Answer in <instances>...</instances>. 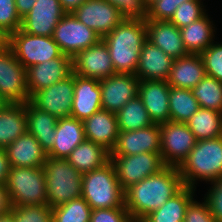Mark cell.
I'll return each instance as SVG.
<instances>
[{"mask_svg": "<svg viewBox=\"0 0 222 222\" xmlns=\"http://www.w3.org/2000/svg\"><path fill=\"white\" fill-rule=\"evenodd\" d=\"M9 47L25 69L63 54L52 36L33 35L21 29L10 34Z\"/></svg>", "mask_w": 222, "mask_h": 222, "instance_id": "obj_7", "label": "cell"}, {"mask_svg": "<svg viewBox=\"0 0 222 222\" xmlns=\"http://www.w3.org/2000/svg\"><path fill=\"white\" fill-rule=\"evenodd\" d=\"M66 12L59 0H36L22 18L21 30L33 35L52 36L54 28Z\"/></svg>", "mask_w": 222, "mask_h": 222, "instance_id": "obj_16", "label": "cell"}, {"mask_svg": "<svg viewBox=\"0 0 222 222\" xmlns=\"http://www.w3.org/2000/svg\"><path fill=\"white\" fill-rule=\"evenodd\" d=\"M5 185L11 205H48L43 167H11Z\"/></svg>", "mask_w": 222, "mask_h": 222, "instance_id": "obj_6", "label": "cell"}, {"mask_svg": "<svg viewBox=\"0 0 222 222\" xmlns=\"http://www.w3.org/2000/svg\"><path fill=\"white\" fill-rule=\"evenodd\" d=\"M74 96V73L65 79L35 92L29 102L41 111L48 112L57 119L71 116Z\"/></svg>", "mask_w": 222, "mask_h": 222, "instance_id": "obj_13", "label": "cell"}, {"mask_svg": "<svg viewBox=\"0 0 222 222\" xmlns=\"http://www.w3.org/2000/svg\"><path fill=\"white\" fill-rule=\"evenodd\" d=\"M212 186L204 199L216 222H222V178L210 183Z\"/></svg>", "mask_w": 222, "mask_h": 222, "instance_id": "obj_43", "label": "cell"}, {"mask_svg": "<svg viewBox=\"0 0 222 222\" xmlns=\"http://www.w3.org/2000/svg\"><path fill=\"white\" fill-rule=\"evenodd\" d=\"M200 56L206 75L222 82V42L214 41Z\"/></svg>", "mask_w": 222, "mask_h": 222, "instance_id": "obj_39", "label": "cell"}, {"mask_svg": "<svg viewBox=\"0 0 222 222\" xmlns=\"http://www.w3.org/2000/svg\"><path fill=\"white\" fill-rule=\"evenodd\" d=\"M66 13H72L79 5L86 0H59Z\"/></svg>", "mask_w": 222, "mask_h": 222, "instance_id": "obj_49", "label": "cell"}, {"mask_svg": "<svg viewBox=\"0 0 222 222\" xmlns=\"http://www.w3.org/2000/svg\"><path fill=\"white\" fill-rule=\"evenodd\" d=\"M120 9L127 17H144L145 9L141 0H107Z\"/></svg>", "mask_w": 222, "mask_h": 222, "instance_id": "obj_45", "label": "cell"}, {"mask_svg": "<svg viewBox=\"0 0 222 222\" xmlns=\"http://www.w3.org/2000/svg\"><path fill=\"white\" fill-rule=\"evenodd\" d=\"M25 113L27 117V131L31 133L38 140L42 148L48 152L55 142V131L58 119L48 112L39 110L29 101L25 103Z\"/></svg>", "mask_w": 222, "mask_h": 222, "instance_id": "obj_28", "label": "cell"}, {"mask_svg": "<svg viewBox=\"0 0 222 222\" xmlns=\"http://www.w3.org/2000/svg\"><path fill=\"white\" fill-rule=\"evenodd\" d=\"M205 76L206 72L200 54H188L174 59L166 81L170 87L192 89Z\"/></svg>", "mask_w": 222, "mask_h": 222, "instance_id": "obj_26", "label": "cell"}, {"mask_svg": "<svg viewBox=\"0 0 222 222\" xmlns=\"http://www.w3.org/2000/svg\"><path fill=\"white\" fill-rule=\"evenodd\" d=\"M119 184L125 190L166 167L161 153L144 152L135 155H110Z\"/></svg>", "mask_w": 222, "mask_h": 222, "instance_id": "obj_8", "label": "cell"}, {"mask_svg": "<svg viewBox=\"0 0 222 222\" xmlns=\"http://www.w3.org/2000/svg\"><path fill=\"white\" fill-rule=\"evenodd\" d=\"M191 92L200 108L222 113V82L206 75Z\"/></svg>", "mask_w": 222, "mask_h": 222, "instance_id": "obj_35", "label": "cell"}, {"mask_svg": "<svg viewBox=\"0 0 222 222\" xmlns=\"http://www.w3.org/2000/svg\"><path fill=\"white\" fill-rule=\"evenodd\" d=\"M195 189L184 186L157 210L152 211L140 222H184L188 205L194 199Z\"/></svg>", "mask_w": 222, "mask_h": 222, "instance_id": "obj_31", "label": "cell"}, {"mask_svg": "<svg viewBox=\"0 0 222 222\" xmlns=\"http://www.w3.org/2000/svg\"><path fill=\"white\" fill-rule=\"evenodd\" d=\"M101 109L99 80L74 74V96L71 106V117L84 121Z\"/></svg>", "mask_w": 222, "mask_h": 222, "instance_id": "obj_20", "label": "cell"}, {"mask_svg": "<svg viewBox=\"0 0 222 222\" xmlns=\"http://www.w3.org/2000/svg\"><path fill=\"white\" fill-rule=\"evenodd\" d=\"M82 197L92 210L125 207L124 189L111 162L83 174Z\"/></svg>", "mask_w": 222, "mask_h": 222, "instance_id": "obj_4", "label": "cell"}, {"mask_svg": "<svg viewBox=\"0 0 222 222\" xmlns=\"http://www.w3.org/2000/svg\"><path fill=\"white\" fill-rule=\"evenodd\" d=\"M141 1H142L143 8L146 9L149 5H151L156 0H141Z\"/></svg>", "mask_w": 222, "mask_h": 222, "instance_id": "obj_52", "label": "cell"}, {"mask_svg": "<svg viewBox=\"0 0 222 222\" xmlns=\"http://www.w3.org/2000/svg\"><path fill=\"white\" fill-rule=\"evenodd\" d=\"M56 137L47 157L66 159L86 139L83 121L73 117L60 118L56 124Z\"/></svg>", "mask_w": 222, "mask_h": 222, "instance_id": "obj_25", "label": "cell"}, {"mask_svg": "<svg viewBox=\"0 0 222 222\" xmlns=\"http://www.w3.org/2000/svg\"><path fill=\"white\" fill-rule=\"evenodd\" d=\"M144 152L161 153L160 124L133 131H119L117 144L110 155H135Z\"/></svg>", "mask_w": 222, "mask_h": 222, "instance_id": "obj_18", "label": "cell"}, {"mask_svg": "<svg viewBox=\"0 0 222 222\" xmlns=\"http://www.w3.org/2000/svg\"><path fill=\"white\" fill-rule=\"evenodd\" d=\"M26 131L25 103H7L0 109V148L5 149Z\"/></svg>", "mask_w": 222, "mask_h": 222, "instance_id": "obj_29", "label": "cell"}, {"mask_svg": "<svg viewBox=\"0 0 222 222\" xmlns=\"http://www.w3.org/2000/svg\"><path fill=\"white\" fill-rule=\"evenodd\" d=\"M52 38L62 53L72 58L101 40L94 30L80 22L73 13H66L63 16L54 28Z\"/></svg>", "mask_w": 222, "mask_h": 222, "instance_id": "obj_10", "label": "cell"}, {"mask_svg": "<svg viewBox=\"0 0 222 222\" xmlns=\"http://www.w3.org/2000/svg\"><path fill=\"white\" fill-rule=\"evenodd\" d=\"M116 118L119 131L138 130L154 124L138 95L116 113Z\"/></svg>", "mask_w": 222, "mask_h": 222, "instance_id": "obj_33", "label": "cell"}, {"mask_svg": "<svg viewBox=\"0 0 222 222\" xmlns=\"http://www.w3.org/2000/svg\"><path fill=\"white\" fill-rule=\"evenodd\" d=\"M72 66L73 73L80 77L102 80L116 74L109 49L102 39L78 52L72 58Z\"/></svg>", "mask_w": 222, "mask_h": 222, "instance_id": "obj_14", "label": "cell"}, {"mask_svg": "<svg viewBox=\"0 0 222 222\" xmlns=\"http://www.w3.org/2000/svg\"><path fill=\"white\" fill-rule=\"evenodd\" d=\"M5 150L11 167H43L47 159V152L28 131Z\"/></svg>", "mask_w": 222, "mask_h": 222, "instance_id": "obj_24", "label": "cell"}, {"mask_svg": "<svg viewBox=\"0 0 222 222\" xmlns=\"http://www.w3.org/2000/svg\"><path fill=\"white\" fill-rule=\"evenodd\" d=\"M197 141L222 136V113L200 108L186 122Z\"/></svg>", "mask_w": 222, "mask_h": 222, "instance_id": "obj_32", "label": "cell"}, {"mask_svg": "<svg viewBox=\"0 0 222 222\" xmlns=\"http://www.w3.org/2000/svg\"><path fill=\"white\" fill-rule=\"evenodd\" d=\"M8 102L0 95V109H2Z\"/></svg>", "mask_w": 222, "mask_h": 222, "instance_id": "obj_53", "label": "cell"}, {"mask_svg": "<svg viewBox=\"0 0 222 222\" xmlns=\"http://www.w3.org/2000/svg\"><path fill=\"white\" fill-rule=\"evenodd\" d=\"M170 121L186 123L200 109L191 89L170 87L169 89Z\"/></svg>", "mask_w": 222, "mask_h": 222, "instance_id": "obj_34", "label": "cell"}, {"mask_svg": "<svg viewBox=\"0 0 222 222\" xmlns=\"http://www.w3.org/2000/svg\"><path fill=\"white\" fill-rule=\"evenodd\" d=\"M196 142L186 123L168 121L160 124L161 156L166 166L179 167Z\"/></svg>", "mask_w": 222, "mask_h": 222, "instance_id": "obj_9", "label": "cell"}, {"mask_svg": "<svg viewBox=\"0 0 222 222\" xmlns=\"http://www.w3.org/2000/svg\"><path fill=\"white\" fill-rule=\"evenodd\" d=\"M204 7L202 0L184 2L176 8L169 21L180 29L203 17L206 14Z\"/></svg>", "mask_w": 222, "mask_h": 222, "instance_id": "obj_38", "label": "cell"}, {"mask_svg": "<svg viewBox=\"0 0 222 222\" xmlns=\"http://www.w3.org/2000/svg\"><path fill=\"white\" fill-rule=\"evenodd\" d=\"M36 0H15L16 10L22 19L33 7Z\"/></svg>", "mask_w": 222, "mask_h": 222, "instance_id": "obj_48", "label": "cell"}, {"mask_svg": "<svg viewBox=\"0 0 222 222\" xmlns=\"http://www.w3.org/2000/svg\"><path fill=\"white\" fill-rule=\"evenodd\" d=\"M14 222H52L53 209L49 205H12Z\"/></svg>", "mask_w": 222, "mask_h": 222, "instance_id": "obj_37", "label": "cell"}, {"mask_svg": "<svg viewBox=\"0 0 222 222\" xmlns=\"http://www.w3.org/2000/svg\"><path fill=\"white\" fill-rule=\"evenodd\" d=\"M90 222H133L125 207L94 209Z\"/></svg>", "mask_w": 222, "mask_h": 222, "instance_id": "obj_42", "label": "cell"}, {"mask_svg": "<svg viewBox=\"0 0 222 222\" xmlns=\"http://www.w3.org/2000/svg\"><path fill=\"white\" fill-rule=\"evenodd\" d=\"M0 95L8 103H26L30 100L26 69L10 47L0 51Z\"/></svg>", "mask_w": 222, "mask_h": 222, "instance_id": "obj_11", "label": "cell"}, {"mask_svg": "<svg viewBox=\"0 0 222 222\" xmlns=\"http://www.w3.org/2000/svg\"><path fill=\"white\" fill-rule=\"evenodd\" d=\"M22 19L17 13L15 0H0V27L9 34L21 28Z\"/></svg>", "mask_w": 222, "mask_h": 222, "instance_id": "obj_41", "label": "cell"}, {"mask_svg": "<svg viewBox=\"0 0 222 222\" xmlns=\"http://www.w3.org/2000/svg\"><path fill=\"white\" fill-rule=\"evenodd\" d=\"M52 209V222H90L92 209L82 196Z\"/></svg>", "mask_w": 222, "mask_h": 222, "instance_id": "obj_36", "label": "cell"}, {"mask_svg": "<svg viewBox=\"0 0 222 222\" xmlns=\"http://www.w3.org/2000/svg\"><path fill=\"white\" fill-rule=\"evenodd\" d=\"M11 165L5 149L0 148V184H5L10 172Z\"/></svg>", "mask_w": 222, "mask_h": 222, "instance_id": "obj_46", "label": "cell"}, {"mask_svg": "<svg viewBox=\"0 0 222 222\" xmlns=\"http://www.w3.org/2000/svg\"><path fill=\"white\" fill-rule=\"evenodd\" d=\"M184 222H216L207 202L193 199L187 207Z\"/></svg>", "mask_w": 222, "mask_h": 222, "instance_id": "obj_44", "label": "cell"}, {"mask_svg": "<svg viewBox=\"0 0 222 222\" xmlns=\"http://www.w3.org/2000/svg\"><path fill=\"white\" fill-rule=\"evenodd\" d=\"M191 0H156L145 9V20L169 21L178 6Z\"/></svg>", "mask_w": 222, "mask_h": 222, "instance_id": "obj_40", "label": "cell"}, {"mask_svg": "<svg viewBox=\"0 0 222 222\" xmlns=\"http://www.w3.org/2000/svg\"><path fill=\"white\" fill-rule=\"evenodd\" d=\"M102 40L109 49L115 73L135 75L140 52L147 40L145 18L126 17Z\"/></svg>", "mask_w": 222, "mask_h": 222, "instance_id": "obj_2", "label": "cell"}, {"mask_svg": "<svg viewBox=\"0 0 222 222\" xmlns=\"http://www.w3.org/2000/svg\"><path fill=\"white\" fill-rule=\"evenodd\" d=\"M213 25L206 13L200 19L180 28L183 45L188 54H201L213 43L216 38Z\"/></svg>", "mask_w": 222, "mask_h": 222, "instance_id": "obj_30", "label": "cell"}, {"mask_svg": "<svg viewBox=\"0 0 222 222\" xmlns=\"http://www.w3.org/2000/svg\"><path fill=\"white\" fill-rule=\"evenodd\" d=\"M110 154L111 152L102 145L85 139L66 157V160L81 174H85L109 163Z\"/></svg>", "mask_w": 222, "mask_h": 222, "instance_id": "obj_27", "label": "cell"}, {"mask_svg": "<svg viewBox=\"0 0 222 222\" xmlns=\"http://www.w3.org/2000/svg\"><path fill=\"white\" fill-rule=\"evenodd\" d=\"M10 34L0 27V51L9 47Z\"/></svg>", "mask_w": 222, "mask_h": 222, "instance_id": "obj_50", "label": "cell"}, {"mask_svg": "<svg viewBox=\"0 0 222 222\" xmlns=\"http://www.w3.org/2000/svg\"><path fill=\"white\" fill-rule=\"evenodd\" d=\"M11 202L5 184H0V216L11 210Z\"/></svg>", "mask_w": 222, "mask_h": 222, "instance_id": "obj_47", "label": "cell"}, {"mask_svg": "<svg viewBox=\"0 0 222 222\" xmlns=\"http://www.w3.org/2000/svg\"><path fill=\"white\" fill-rule=\"evenodd\" d=\"M169 89L167 81L141 80L138 96L141 98L153 123L161 124L170 121Z\"/></svg>", "mask_w": 222, "mask_h": 222, "instance_id": "obj_19", "label": "cell"}, {"mask_svg": "<svg viewBox=\"0 0 222 222\" xmlns=\"http://www.w3.org/2000/svg\"><path fill=\"white\" fill-rule=\"evenodd\" d=\"M174 59L159 47L146 40L139 56L135 75L141 80L166 81Z\"/></svg>", "mask_w": 222, "mask_h": 222, "instance_id": "obj_21", "label": "cell"}, {"mask_svg": "<svg viewBox=\"0 0 222 222\" xmlns=\"http://www.w3.org/2000/svg\"><path fill=\"white\" fill-rule=\"evenodd\" d=\"M47 202L52 208L82 196V177L66 159L47 157L43 166Z\"/></svg>", "mask_w": 222, "mask_h": 222, "instance_id": "obj_5", "label": "cell"}, {"mask_svg": "<svg viewBox=\"0 0 222 222\" xmlns=\"http://www.w3.org/2000/svg\"><path fill=\"white\" fill-rule=\"evenodd\" d=\"M0 222H14L13 220V206L11 207V210L0 216Z\"/></svg>", "mask_w": 222, "mask_h": 222, "instance_id": "obj_51", "label": "cell"}, {"mask_svg": "<svg viewBox=\"0 0 222 222\" xmlns=\"http://www.w3.org/2000/svg\"><path fill=\"white\" fill-rule=\"evenodd\" d=\"M147 40L163 50L173 59L188 55L180 29L170 21L145 20Z\"/></svg>", "mask_w": 222, "mask_h": 222, "instance_id": "obj_23", "label": "cell"}, {"mask_svg": "<svg viewBox=\"0 0 222 222\" xmlns=\"http://www.w3.org/2000/svg\"><path fill=\"white\" fill-rule=\"evenodd\" d=\"M139 82L138 77L132 74H114L99 80L102 109L116 114L138 95Z\"/></svg>", "mask_w": 222, "mask_h": 222, "instance_id": "obj_15", "label": "cell"}, {"mask_svg": "<svg viewBox=\"0 0 222 222\" xmlns=\"http://www.w3.org/2000/svg\"><path fill=\"white\" fill-rule=\"evenodd\" d=\"M178 170L184 186L196 189L197 181L210 184L222 178V136L199 140Z\"/></svg>", "mask_w": 222, "mask_h": 222, "instance_id": "obj_3", "label": "cell"}, {"mask_svg": "<svg viewBox=\"0 0 222 222\" xmlns=\"http://www.w3.org/2000/svg\"><path fill=\"white\" fill-rule=\"evenodd\" d=\"M85 137L112 151L117 144L119 128L116 114L99 110L83 121Z\"/></svg>", "mask_w": 222, "mask_h": 222, "instance_id": "obj_22", "label": "cell"}, {"mask_svg": "<svg viewBox=\"0 0 222 222\" xmlns=\"http://www.w3.org/2000/svg\"><path fill=\"white\" fill-rule=\"evenodd\" d=\"M184 187L178 167L166 166L124 190L125 208L133 220L140 222L161 207Z\"/></svg>", "mask_w": 222, "mask_h": 222, "instance_id": "obj_1", "label": "cell"}, {"mask_svg": "<svg viewBox=\"0 0 222 222\" xmlns=\"http://www.w3.org/2000/svg\"><path fill=\"white\" fill-rule=\"evenodd\" d=\"M72 13L80 22L94 30L101 39L127 17L107 0H86Z\"/></svg>", "mask_w": 222, "mask_h": 222, "instance_id": "obj_12", "label": "cell"}, {"mask_svg": "<svg viewBox=\"0 0 222 222\" xmlns=\"http://www.w3.org/2000/svg\"><path fill=\"white\" fill-rule=\"evenodd\" d=\"M73 73L72 57L62 54L26 69L27 87L30 97L37 91L59 82Z\"/></svg>", "mask_w": 222, "mask_h": 222, "instance_id": "obj_17", "label": "cell"}]
</instances>
